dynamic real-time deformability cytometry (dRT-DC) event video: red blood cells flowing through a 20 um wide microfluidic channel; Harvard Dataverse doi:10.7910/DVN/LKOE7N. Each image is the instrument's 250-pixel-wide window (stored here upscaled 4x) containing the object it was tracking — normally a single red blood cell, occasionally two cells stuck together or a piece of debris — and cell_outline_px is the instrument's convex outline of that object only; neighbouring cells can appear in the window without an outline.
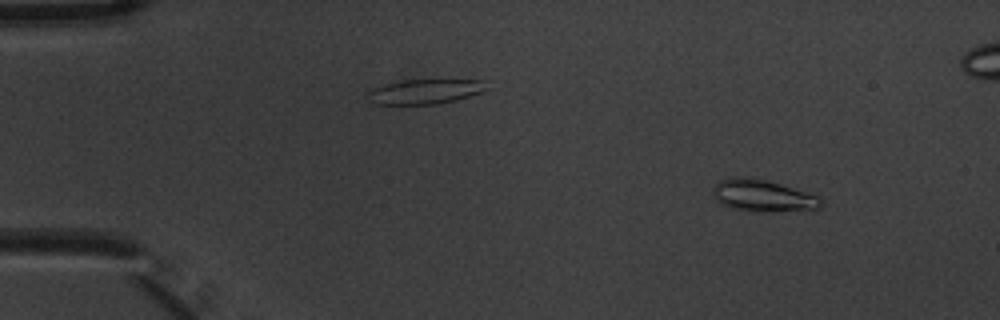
{"species": "common noctule bat (a hibernating species)", "species_latin": "Nyctalus noctula", "temperature_condition": "warm", "stored_images_in_passage": 5, "camera_frame_rate_fps": 3000, "um_per_image_px": 0.085, "animal": {"sex": "male", "body_mass_g": 20.1, "forearm_length_mm": 53.5}, "frame": {"image": 1, "passage_image": 1, "time_ms": 0.0, "image_size_px": [1000, 320], "cell_outline_px": [[824, 204], [820, 208], [772, 212], [768, 212], [736, 208], [720, 204], [716, 200], [712, 188], [720, 180], [736, 176], [744, 176], [764, 180], [780, 184], [820, 196], [824, 200]], "centroid_in_image_um": [64.88, 16.63], "position_along_channel_um": 20.1, "area_um2": 19.94}}